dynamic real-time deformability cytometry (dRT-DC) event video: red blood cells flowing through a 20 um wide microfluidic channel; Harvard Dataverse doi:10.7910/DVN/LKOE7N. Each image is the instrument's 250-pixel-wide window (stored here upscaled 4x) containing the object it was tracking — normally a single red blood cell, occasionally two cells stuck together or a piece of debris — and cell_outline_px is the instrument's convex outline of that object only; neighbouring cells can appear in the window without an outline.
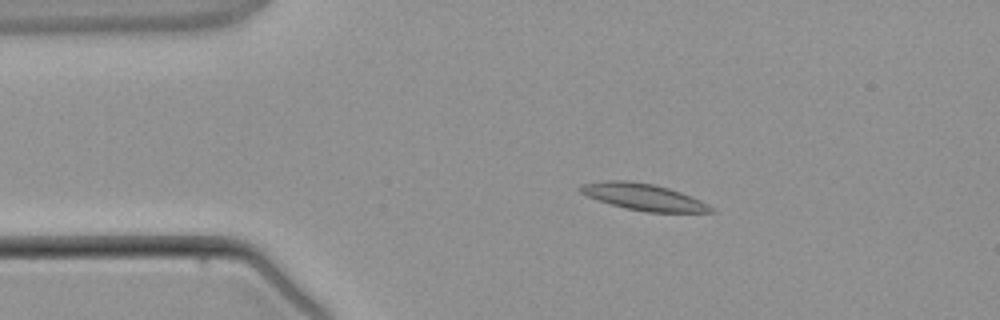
{"species": "common noctule bat (a hibernating species)", "species_latin": "Nyctalus noctula", "temperature_condition": "warm", "stored_images_in_passage": 3, "camera_frame_rate_fps": 3000, "um_per_image_px": 0.085, "animal": {"sex": "male", "body_mass_g": 21.5, "forearm_length_mm": 52.0}, "frame": {"image": 1, "passage_image": 2, "time_ms": 1.0, "image_size_px": [1000, 320], "cell_outline_px": [[716, 212], [648, 212], [628, 208], [612, 204], [588, 196], [580, 192], [576, 188], [580, 184], [604, 180], [632, 180], [652, 184], [668, 188], [692, 196], [708, 204]], "centroid_in_image_um": [54.67, 16.72], "position_along_channel_um": 30.3, "area_um2": 20.11}}